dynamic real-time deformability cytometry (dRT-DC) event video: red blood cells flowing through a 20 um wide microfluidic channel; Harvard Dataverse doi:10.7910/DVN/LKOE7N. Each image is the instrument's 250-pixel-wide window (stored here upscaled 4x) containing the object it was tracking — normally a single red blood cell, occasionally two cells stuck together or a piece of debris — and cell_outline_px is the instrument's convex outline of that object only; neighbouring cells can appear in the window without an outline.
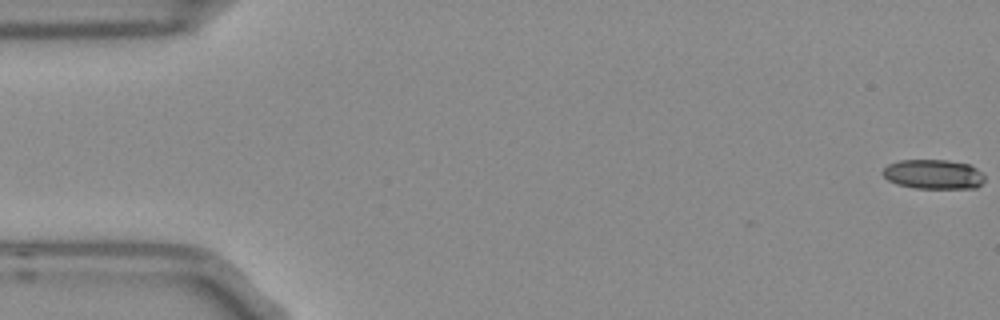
{"species": "Egyptian fruit bat (a non-hibernating species)", "species_latin": "Rousettus aegyptiacus", "temperature_condition": "room temperature", "stored_images_in_passage": 50, "camera_frame_rate_fps": 3000, "um_per_image_px": 0.085, "frame": {"image": 1, "passage_image": 1, "time_ms": 0.0, "image_size_px": [1000, 320], "cell_outline_px": [[984, 180], [976, 188], [916, 188], [896, 184], [888, 180], [880, 172], [888, 164], [900, 160], [948, 160], [968, 164], [976, 168], [984, 176]], "centroid_in_image_um": [79.31, 14.81], "position_along_channel_um": 5.7, "area_um2": 17.51}}
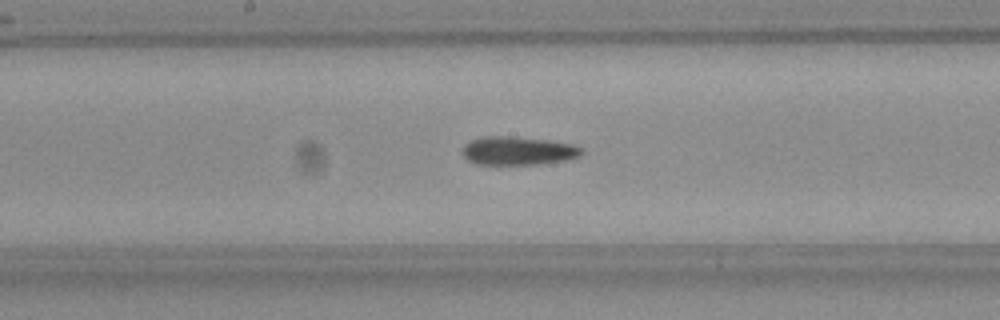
{"frame": {"image": 2, "passage_image": 28, "time_ms": 9.0, "image_size_px": [1000, 320], "cell_outline_px": [[584, 152], [576, 156], [564, 160], [536, 164], [476, 164], [468, 160], [464, 156], [464, 144], [472, 140], [484, 136], [512, 136], [548, 140], [572, 144], [580, 148]], "centroid_in_image_um": [44.0, 12.8], "position_along_channel_um": 204.2, "area_um2": 19.42}}
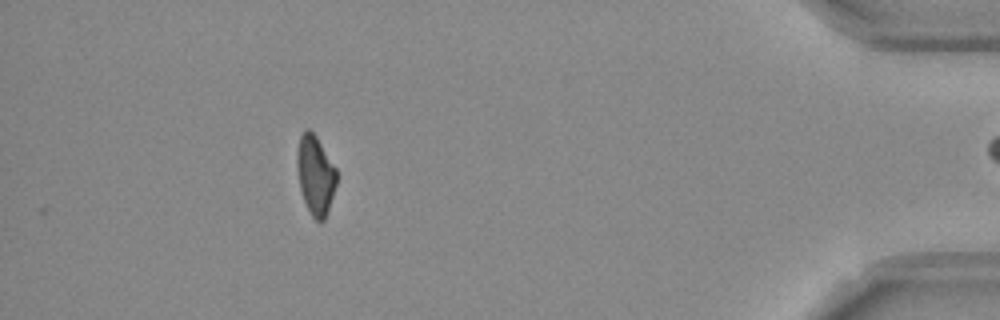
{"frame": {"image": 3, "passage_image": 49, "time_ms": 16.0, "image_size_px": [1000, 320], "cell_outline_px": [[336, 184], [328, 212], [324, 220], [316, 220], [312, 216], [304, 200], [300, 188], [296, 160], [296, 156], [300, 136], [304, 128], [308, 128], [316, 136], [336, 168]], "centroid_in_image_um": [26.8, 14.86], "position_along_channel_um": 408.4, "area_um2": 18.03}}